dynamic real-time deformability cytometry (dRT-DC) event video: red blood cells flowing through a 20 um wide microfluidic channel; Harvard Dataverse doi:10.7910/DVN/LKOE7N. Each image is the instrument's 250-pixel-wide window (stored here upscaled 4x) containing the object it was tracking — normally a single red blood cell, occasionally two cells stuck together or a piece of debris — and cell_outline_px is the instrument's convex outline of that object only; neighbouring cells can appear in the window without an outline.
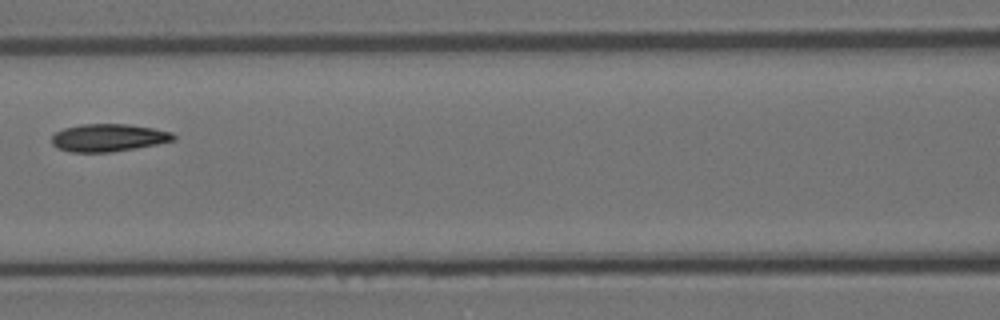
{"species": "Egyptian fruit bat (a non-hibernating species)", "species_latin": "Rousettus aegyptiacus", "temperature_condition": "room temperature", "stored_images_in_passage": 6, "camera_frame_rate_fps": 3000, "um_per_image_px": 0.085, "animal": {"sex": "female"}, "frame": {"image": 1, "passage_image": 6, "time_ms": 1.667, "image_size_px": [1000, 320], "cell_outline_px": [[176, 140], [156, 144], [108, 152], [72, 152], [56, 148], [52, 144], [52, 136], [56, 132], [64, 128], [80, 124], [128, 124], [152, 128], [172, 132], [176, 136]], "centroid_in_image_um": [9.2, 11.7], "position_along_channel_um": 157.4, "area_um2": 19.48}}